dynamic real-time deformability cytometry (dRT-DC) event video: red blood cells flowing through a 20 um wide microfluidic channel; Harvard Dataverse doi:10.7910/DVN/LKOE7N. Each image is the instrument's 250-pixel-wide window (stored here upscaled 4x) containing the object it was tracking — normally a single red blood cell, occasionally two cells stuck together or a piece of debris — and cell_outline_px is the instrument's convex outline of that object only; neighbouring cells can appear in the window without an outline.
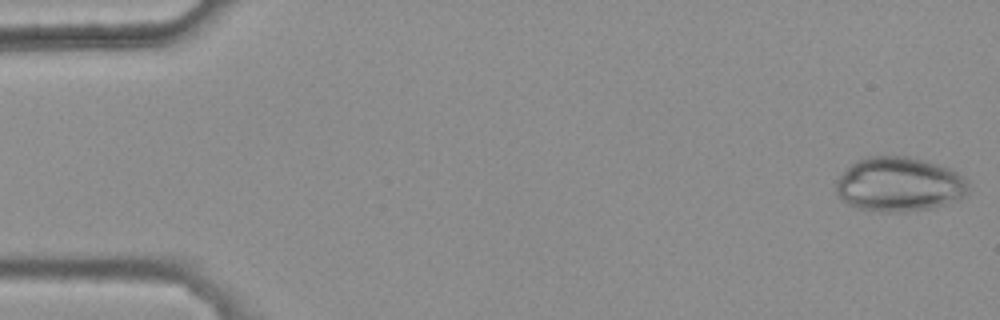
{"species": "common noctule bat (a hibernating species)", "species_latin": "Nyctalus noctula", "temperature_condition": "warm", "stored_images_in_passage": 46, "camera_frame_rate_fps": 3000, "um_per_image_px": 0.085, "animal": {"sex": "female", "body_mass_g": 25.1}, "frame": {"image": 1, "passage_image": 1, "time_ms": 0.0, "image_size_px": [1000, 320], "cell_outline_px": [[968, 192], [960, 200], [932, 208], [904, 212], [880, 212], [856, 208], [848, 204], [836, 192], [836, 180], [856, 160], [868, 156], [908, 156], [924, 160], [948, 168], [964, 176], [968, 180]], "centroid_in_image_um": [76.46, 15.68], "position_along_channel_um": 8.5, "area_um2": 42.25}}
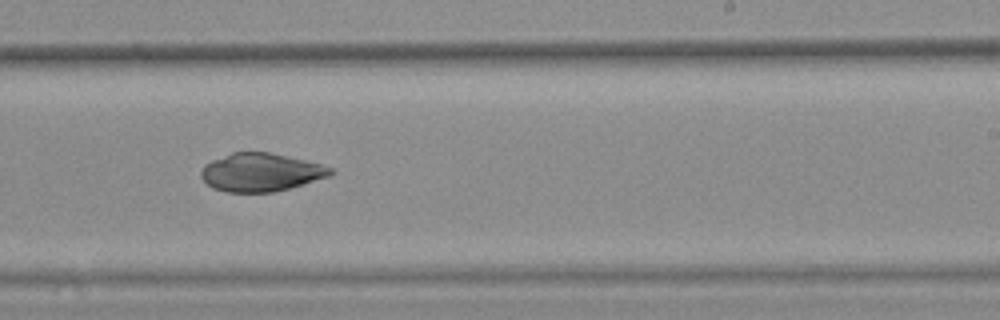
{"frame": {"image": 2, "passage_image": 33, "time_ms": 10.667, "image_size_px": [1000, 320], "cell_outline_px": [[336, 172], [328, 176], [304, 184], [272, 192], [224, 192], [212, 188], [200, 176], [200, 172], [204, 164], [212, 160], [232, 152], [268, 152], [304, 160], [320, 164], [332, 168]], "centroid_in_image_um": [22.14, 14.65], "position_along_channel_um": 266.9, "area_um2": 28.67}}
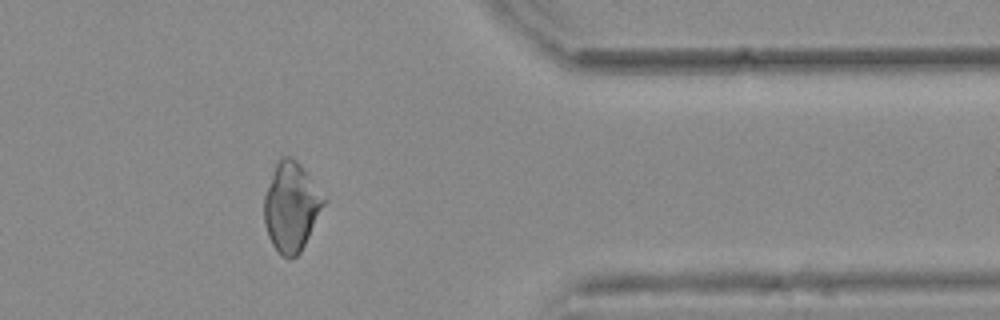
{"frame": {"image": 3, "passage_image": 44, "time_ms": 14.333, "image_size_px": [1000, 320], "cell_outline_px": [[324, 204], [300, 252], [296, 256], [288, 260], [280, 256], [272, 244], [268, 236], [264, 224], [264, 196], [276, 164], [280, 156], [292, 156], [300, 164], [324, 200]], "centroid_in_image_um": [24.69, 17.61], "position_along_channel_um": 386.7, "area_um2": 30.17}}